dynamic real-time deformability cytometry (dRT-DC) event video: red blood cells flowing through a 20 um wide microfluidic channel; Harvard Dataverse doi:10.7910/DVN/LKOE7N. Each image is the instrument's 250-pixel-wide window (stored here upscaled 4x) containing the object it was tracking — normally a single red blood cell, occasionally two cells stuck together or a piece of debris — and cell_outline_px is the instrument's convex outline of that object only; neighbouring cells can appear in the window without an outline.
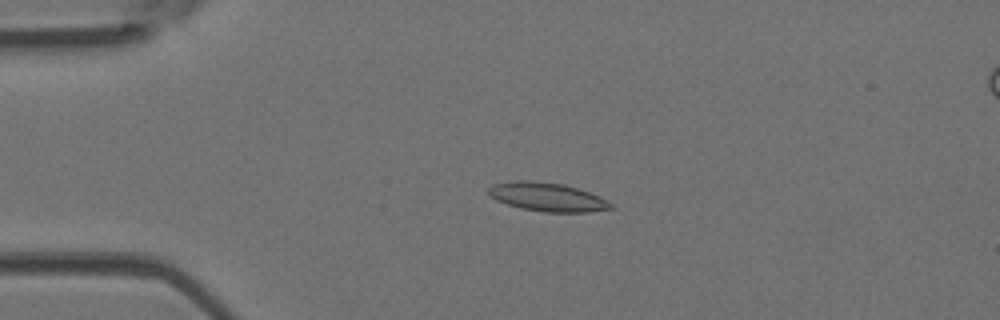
{"species": "Egyptian fruit bat (a non-hibernating species)", "species_latin": "Rousettus aegyptiacus", "temperature_condition": "room temperature", "stored_images_in_passage": 52, "camera_frame_rate_fps": 3000, "um_per_image_px": 0.085, "animal": {"sex": "female"}, "frame": {"image": 1, "passage_image": 12, "time_ms": 3.667, "image_size_px": [1000, 320], "cell_outline_px": [[616, 208], [588, 212], [544, 212], [520, 208], [496, 200], [488, 196], [488, 188], [492, 184], [516, 180], [532, 180], [564, 184], [600, 196], [616, 204]], "centroid_in_image_um": [46.55, 16.74], "position_along_channel_um": 38.5, "area_um2": 20.75}}
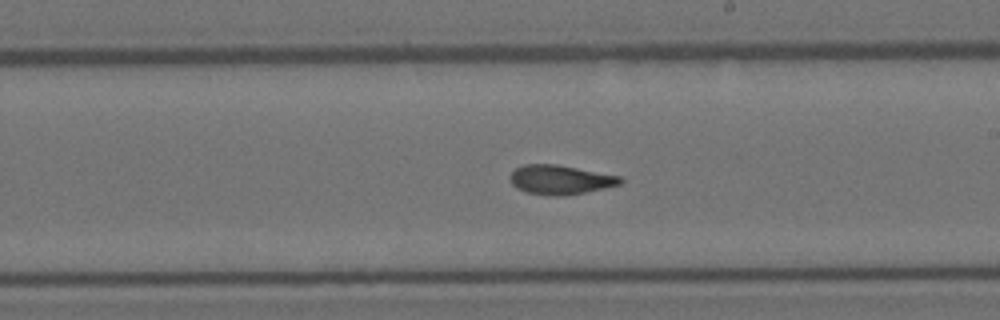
{"frame": {"image": 2, "passage_image": 30, "time_ms": 9.667, "image_size_px": [1000, 320], "cell_outline_px": [[624, 180], [620, 184], [604, 188], [564, 196], [552, 196], [528, 192], [516, 188], [512, 184], [512, 172], [516, 168], [524, 164], [556, 164], [620, 176]], "centroid_in_image_um": [47.64, 15.27], "position_along_channel_um": 241.4, "area_um2": 18.55}}
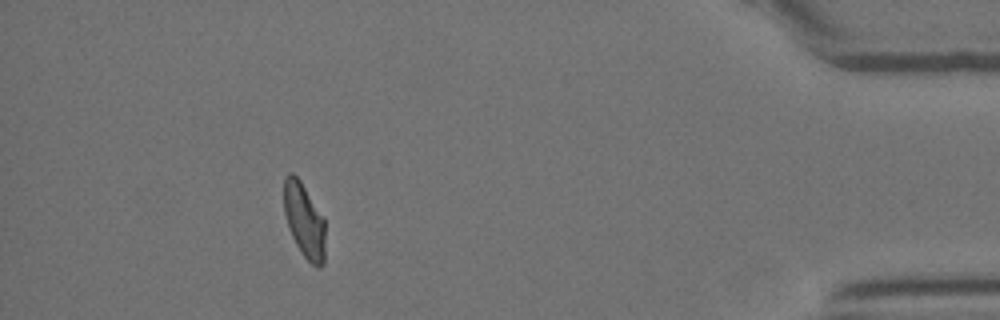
{"frame": {"image": 3, "passage_image": 47, "time_ms": 15.333, "image_size_px": [1000, 320], "cell_outline_px": [[324, 264], [320, 268], [316, 268], [300, 252], [288, 228], [284, 212], [284, 176], [288, 172], [292, 172], [300, 180], [324, 216]], "centroid_in_image_um": [25.86, 18.73], "position_along_channel_um": 409.3, "area_um2": 18.15}, "authors_computed_cell_mechanics": {"area_um2": 19.1607, "velocity_mm_per_s": 3.9197, "shape_relaxation_time_tau1_ms": 8.0621, "shape_relaxation_time_tau2_ms": 1.8377, "deformation_change_tau1": 0.2112, "deformation_change_tau2": 0.0868}}